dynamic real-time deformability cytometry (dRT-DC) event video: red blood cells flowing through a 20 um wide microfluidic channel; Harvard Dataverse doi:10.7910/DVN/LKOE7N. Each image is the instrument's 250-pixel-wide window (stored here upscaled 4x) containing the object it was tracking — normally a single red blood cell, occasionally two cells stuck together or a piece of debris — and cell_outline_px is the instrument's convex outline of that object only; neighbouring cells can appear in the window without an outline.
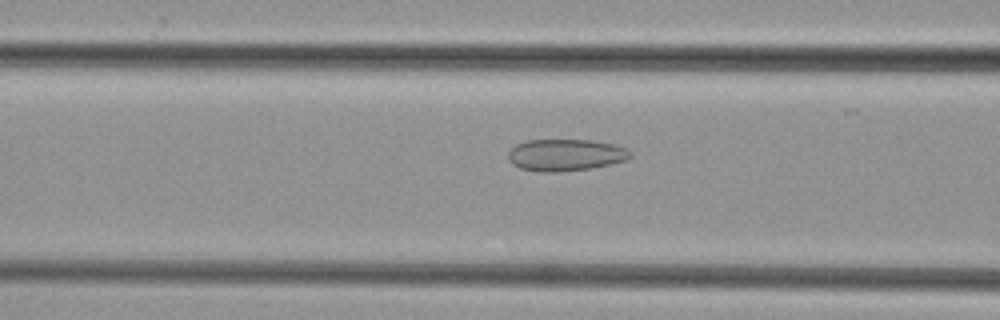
{"species": "common noctule bat (a hibernating species)", "species_latin": "Nyctalus noctula", "temperature_condition": "cold", "stored_images_in_passage": 45, "camera_frame_rate_fps": 3000, "um_per_image_px": 0.085, "animal": {"sex": "female", "body_mass_g": 29.2, "forearm_length_mm": 56.3}, "frame": {"image": 1, "passage_image": 20, "time_ms": 6.333, "image_size_px": [1000, 320], "cell_outline_px": [[632, 156], [628, 160], [612, 164], [592, 168], [556, 172], [540, 172], [520, 168], [512, 164], [508, 160], [508, 152], [516, 144], [528, 140], [592, 140], [612, 144], [624, 148], [632, 152]], "centroid_in_image_um": [48.07, 13.18], "position_along_channel_um": 118.5, "area_um2": 22.77}}
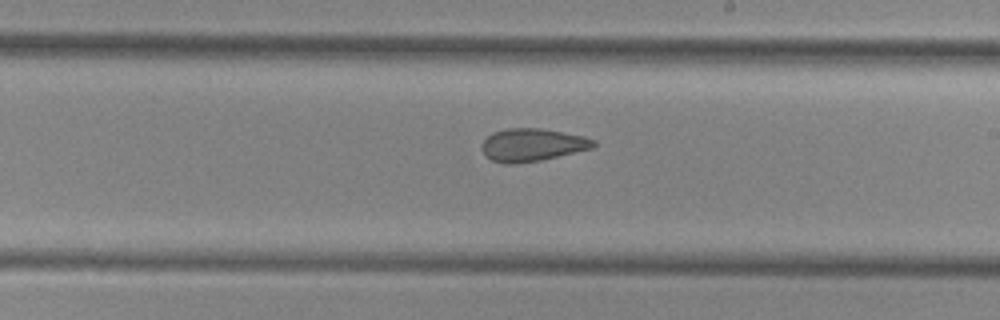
{"frame": {"image": 2, "passage_image": 29, "time_ms": 9.333, "image_size_px": [1000, 320], "cell_outline_px": [[596, 144], [592, 148], [540, 160], [512, 164], [504, 164], [492, 160], [484, 156], [480, 148], [484, 140], [492, 132], [508, 128], [540, 128], [584, 136], [596, 140]], "centroid_in_image_um": [45.2, 12.31], "position_along_channel_um": 243.8, "area_um2": 21.33}}
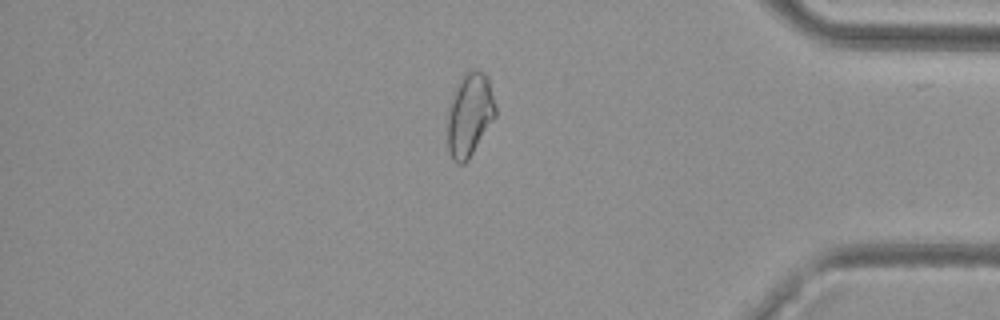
{"frame": {"image": 3, "passage_image": 42, "time_ms": 13.667, "image_size_px": [1000, 320], "cell_outline_px": [[496, 116], [468, 160], [464, 164], [456, 164], [452, 160], [448, 148], [448, 116], [456, 84], [468, 72], [476, 68], [484, 72], [488, 76], [496, 108]], "centroid_in_image_um": [39.94, 9.76], "position_along_channel_um": 395.3, "area_um2": 23.12}}